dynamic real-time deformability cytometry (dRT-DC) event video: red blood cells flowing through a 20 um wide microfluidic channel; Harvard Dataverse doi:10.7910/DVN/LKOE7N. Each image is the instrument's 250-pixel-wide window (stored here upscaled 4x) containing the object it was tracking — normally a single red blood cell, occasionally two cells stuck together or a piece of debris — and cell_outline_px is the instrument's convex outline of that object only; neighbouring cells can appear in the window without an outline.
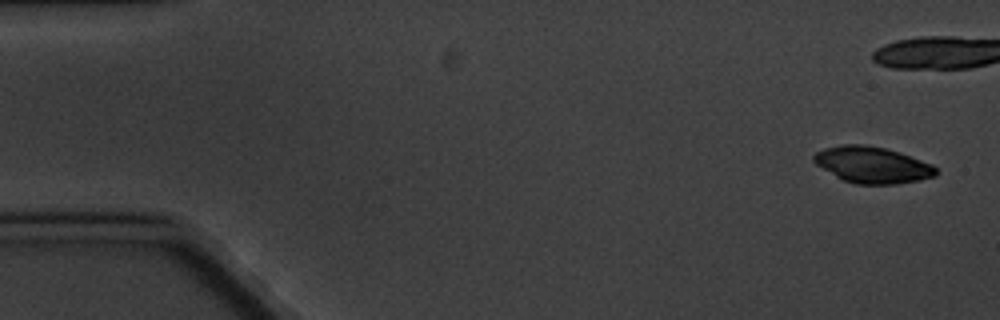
{"species": "common noctule bat (a hibernating species)", "species_latin": "Nyctalus noctula", "temperature_condition": "cold", "stored_images_in_passage": 13, "camera_frame_rate_fps": 3000, "um_per_image_px": 0.085, "animal": {"sex": "male", "body_mass_g": 20.1, "forearm_length_mm": 53.5}, "frame": {"image": 1, "passage_image": 1, "time_ms": 0.0, "image_size_px": [1000, 320], "cell_outline_px": [[936, 176], [920, 180], [896, 184], [856, 184], [844, 180], [836, 176], [816, 164], [812, 160], [812, 156], [816, 152], [824, 148], [844, 144], [864, 144], [884, 148], [932, 164], [936, 168]], "centroid_in_image_um": [74.12, 14.02], "position_along_channel_um": 10.9, "area_um2": 25.61}}